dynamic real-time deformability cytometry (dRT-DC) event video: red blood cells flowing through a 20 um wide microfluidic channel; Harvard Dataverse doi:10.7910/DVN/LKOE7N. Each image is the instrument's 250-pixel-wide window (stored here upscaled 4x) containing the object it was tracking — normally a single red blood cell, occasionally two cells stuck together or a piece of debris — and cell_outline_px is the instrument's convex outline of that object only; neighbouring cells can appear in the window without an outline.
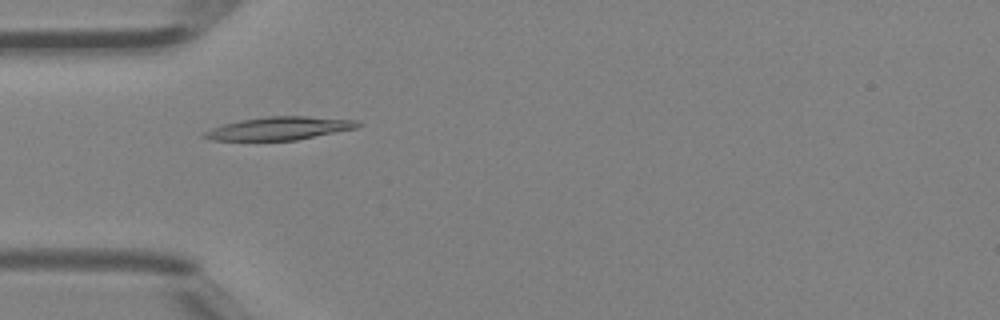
{"species": "Egyptian fruit bat (a non-hibernating species)", "species_latin": "Rousettus aegyptiacus", "temperature_condition": "room temperature", "stored_images_in_passage": 5, "camera_frame_rate_fps": 3000, "um_per_image_px": 0.085, "animal": {"sex": "female"}, "frame": {"image": 1, "passage_image": 4, "time_ms": 1.0, "image_size_px": [1000, 320], "cell_outline_px": [[364, 124], [356, 128], [296, 140], [212, 140], [200, 136], [204, 132], [212, 128], [224, 124], [240, 120], [268, 116], [308, 116], [356, 120]], "centroid_in_image_um": [23.76, 10.9], "position_along_channel_um": 61.2, "area_um2": 20.52}}
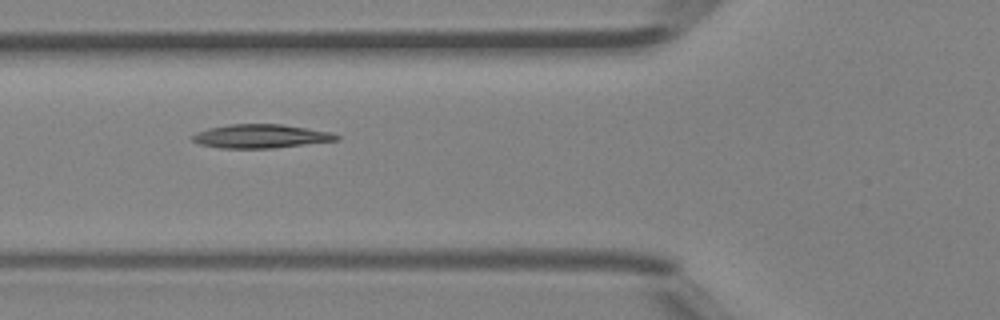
{"frame": {"image": 2, "passage_image": 5, "time_ms": 1.333, "image_size_px": [1000, 320], "cell_outline_px": [[340, 140], [272, 148], [220, 148], [200, 144], [192, 140], [188, 136], [196, 132], [208, 128], [228, 124], [280, 124], [332, 132], [340, 136]], "centroid_in_image_um": [22.13, 11.57], "position_along_channel_um": 103.7, "area_um2": 20.0}}